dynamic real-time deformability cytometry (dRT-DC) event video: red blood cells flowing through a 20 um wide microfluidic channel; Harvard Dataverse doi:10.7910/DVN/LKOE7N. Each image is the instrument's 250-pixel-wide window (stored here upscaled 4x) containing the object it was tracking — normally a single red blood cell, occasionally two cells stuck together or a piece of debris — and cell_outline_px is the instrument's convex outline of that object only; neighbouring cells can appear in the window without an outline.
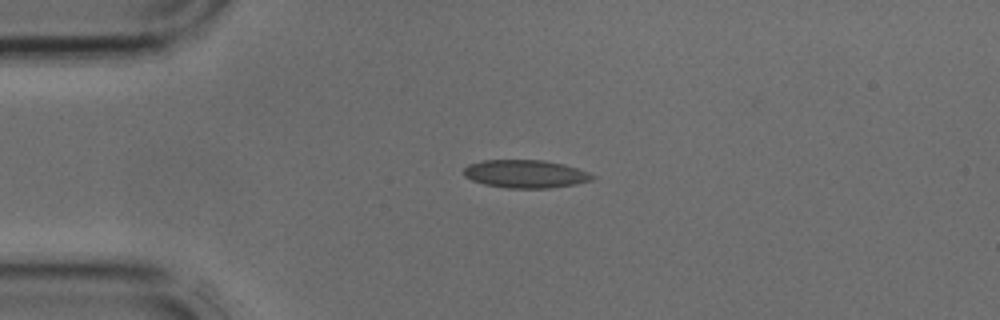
{"species": "common noctule bat (a hibernating species)", "species_latin": "Nyctalus noctula", "temperature_condition": "cold", "stored_images_in_passage": 2, "camera_frame_rate_fps": 3000, "um_per_image_px": 0.085, "animal": {"sex": "male", "body_mass_g": 17.9, "forearm_length_mm": 54.2}, "frame": {"image": 1, "passage_image": 1, "time_ms": 0.0, "image_size_px": [1000, 320], "cell_outline_px": [[596, 176], [592, 180], [576, 184], [548, 188], [508, 188], [484, 184], [472, 180], [464, 176], [464, 168], [468, 164], [480, 160], [544, 160], [564, 164], [588, 172]], "centroid_in_image_um": [44.65, 14.78], "position_along_channel_um": 40.3, "area_um2": 21.04}}